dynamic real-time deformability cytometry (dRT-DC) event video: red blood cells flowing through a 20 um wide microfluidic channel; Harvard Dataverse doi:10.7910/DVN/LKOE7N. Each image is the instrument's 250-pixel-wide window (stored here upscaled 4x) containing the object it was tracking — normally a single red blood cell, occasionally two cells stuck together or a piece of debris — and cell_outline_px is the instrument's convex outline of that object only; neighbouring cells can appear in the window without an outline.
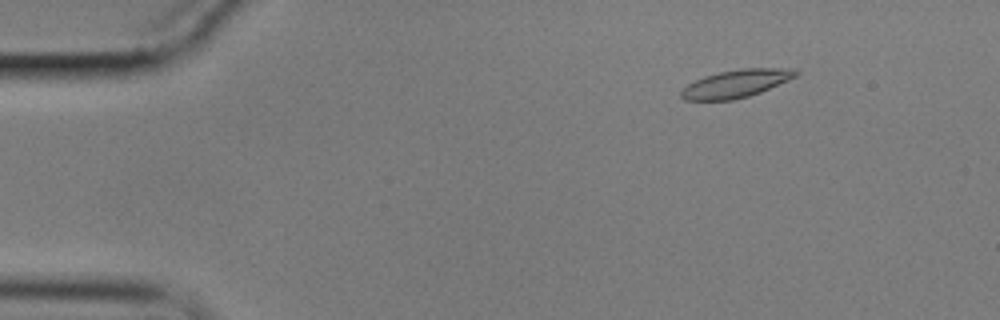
{"species": "common noctule bat (a hibernating species)", "species_latin": "Nyctalus noctula", "temperature_condition": "cold", "stored_images_in_passage": 18, "camera_frame_rate_fps": 3000, "um_per_image_px": 0.085, "animal": {"sex": "male", "body_mass_g": 17.9}, "frame": {"image": 1, "passage_image": 8, "time_ms": 2.333, "image_size_px": [1000, 320], "cell_outline_px": [[800, 72], [796, 76], [788, 80], [760, 92], [748, 96], [732, 100], [684, 100], [680, 96], [680, 92], [688, 84], [704, 76], [720, 72], [744, 68], [792, 68]], "centroid_in_image_um": [62.57, 7.1], "position_along_channel_um": 22.4, "area_um2": 18.38}}